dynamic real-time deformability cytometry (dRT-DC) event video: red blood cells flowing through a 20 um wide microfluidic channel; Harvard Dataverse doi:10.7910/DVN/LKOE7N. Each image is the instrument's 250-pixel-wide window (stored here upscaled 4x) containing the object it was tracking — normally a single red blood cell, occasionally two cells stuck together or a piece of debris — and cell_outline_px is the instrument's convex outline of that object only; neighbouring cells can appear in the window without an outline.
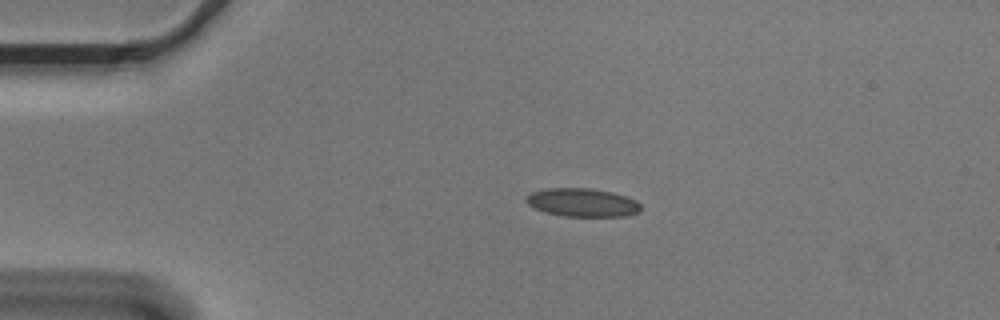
{"species": "Egyptian fruit bat (a non-hibernating species)", "species_latin": "Rousettus aegyptiacus", "temperature_condition": "cold", "stored_images_in_passage": 32, "camera_frame_rate_fps": 3000, "um_per_image_px": 0.085, "animal": {"sex": "male"}, "frame": {"image": 1, "passage_image": 1, "time_ms": 0.0, "image_size_px": [1000, 320], "cell_outline_px": [[640, 212], [628, 216], [564, 216], [548, 212], [536, 208], [528, 204], [524, 200], [524, 196], [528, 192], [544, 188], [588, 188], [612, 192], [636, 200], [640, 204]], "centroid_in_image_um": [49.47, 17.2], "position_along_channel_um": 35.5, "area_um2": 19.02}}
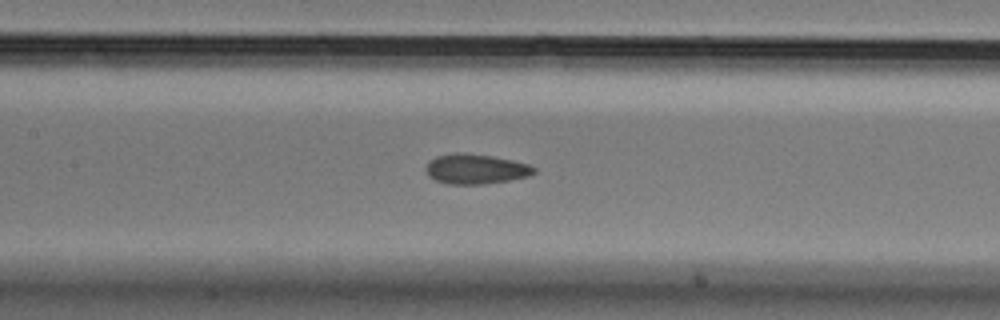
{"frame": {"image": 2, "passage_image": 15, "time_ms": 4.667, "image_size_px": [1000, 320], "cell_outline_px": [[536, 172], [528, 176], [508, 180], [484, 184], [448, 184], [436, 180], [428, 176], [424, 168], [428, 160], [436, 156], [456, 152], [464, 152], [492, 156], [512, 160], [528, 164], [536, 168]], "centroid_in_image_um": [40.39, 14.35], "position_along_channel_um": 167.0, "area_um2": 19.02}}
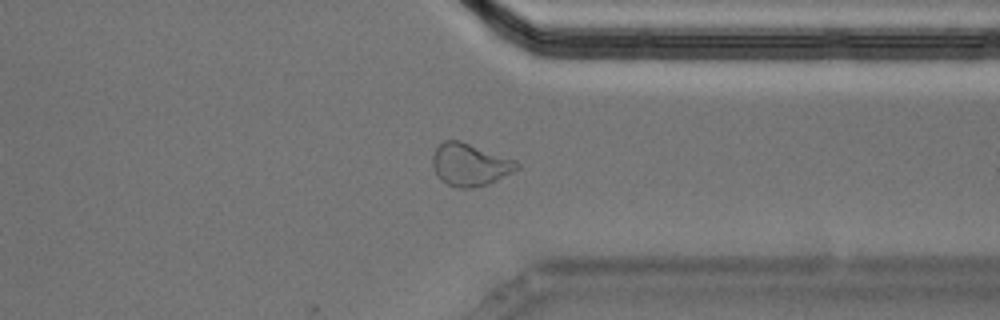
{"frame": {"image": 3, "passage_image": 32, "time_ms": 10.333, "image_size_px": [1000, 320], "cell_outline_px": [[520, 168], [488, 184], [472, 188], [456, 188], [440, 180], [432, 168], [432, 156], [436, 148], [444, 140], [460, 140], [516, 160], [520, 164]], "centroid_in_image_um": [39.93, 13.99], "position_along_channel_um": 371.5, "area_um2": 20.98}, "authors_computed_cell_mechanics": {"area_um2": 18.8428, "velocity_mm_per_s": 3.6241, "shape_relaxation_time_tau1_ms": null, "shape_relaxation_time_tau2_ms": 2.0403, "deformation_change_tau1": null, "deformation_change_tau2": 0.071}}